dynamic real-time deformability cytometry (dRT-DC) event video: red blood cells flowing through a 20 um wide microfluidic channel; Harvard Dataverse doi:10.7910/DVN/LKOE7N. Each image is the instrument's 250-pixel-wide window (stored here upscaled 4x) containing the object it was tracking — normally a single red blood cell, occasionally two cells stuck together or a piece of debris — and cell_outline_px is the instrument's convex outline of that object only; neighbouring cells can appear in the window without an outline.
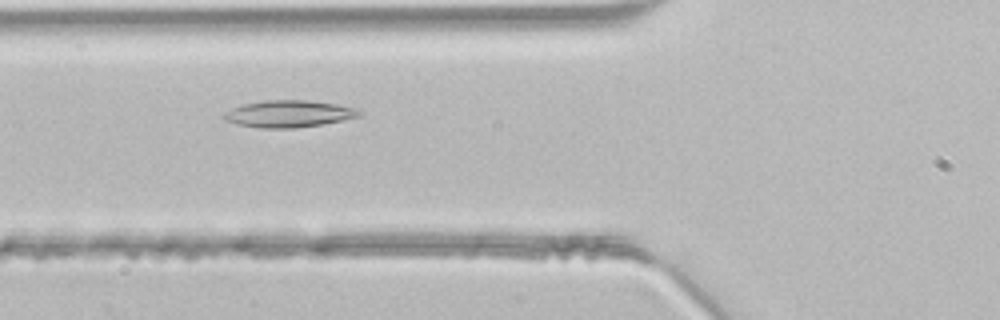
{"species": "common noctule bat (a hibernating species)", "species_latin": "Nyctalus noctula", "temperature_condition": "room temperature", "stored_images_in_passage": 41, "camera_frame_rate_fps": 3000, "um_per_image_px": 0.085, "animal": {"sex": "male", "body_mass_g": 21.5, "forearm_length_mm": 52.0}, "frame": {"image": 1, "passage_image": 11, "time_ms": 3.333, "image_size_px": [1000, 320], "cell_outline_px": [[364, 112], [360, 116], [344, 120], [320, 124], [292, 128], [260, 128], [240, 124], [224, 120], [220, 116], [224, 112], [232, 108], [244, 104], [264, 100], [304, 100], [336, 104], [352, 108]], "centroid_in_image_um": [24.51, 9.67], "position_along_channel_um": 101.3, "area_um2": 21.04}}
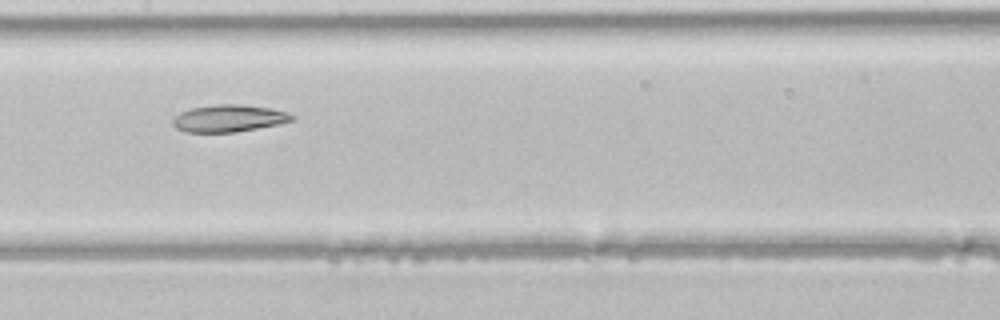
{"frame": {"image": 2, "passage_image": 17, "time_ms": 5.333, "image_size_px": [1000, 320], "cell_outline_px": [[296, 120], [280, 124], [236, 132], [188, 132], [176, 128], [172, 124], [172, 120], [180, 112], [192, 108], [216, 104], [244, 104], [268, 108], [288, 112], [296, 116]], "centroid_in_image_um": [19.5, 10.06], "position_along_channel_um": 187.9, "area_um2": 18.96}}
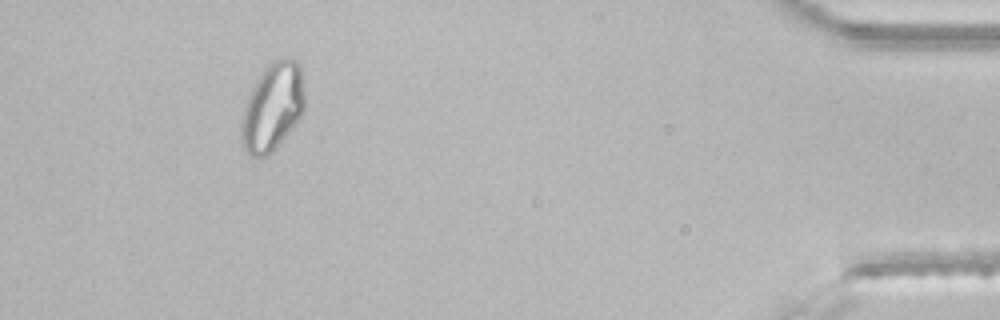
{"frame": {"image": 3, "passage_image": 37, "time_ms": 12.0, "image_size_px": [1000, 320], "cell_outline_px": [[304, 108], [300, 116], [292, 128], [276, 148], [268, 156], [256, 160], [248, 156], [244, 152], [240, 140], [240, 124], [244, 108], [248, 96], [256, 80], [264, 68], [268, 64], [276, 60], [296, 60], [304, 76]], "centroid_in_image_um": [23.13, 9.18], "position_along_channel_um": 412.1, "area_um2": 32.77}}